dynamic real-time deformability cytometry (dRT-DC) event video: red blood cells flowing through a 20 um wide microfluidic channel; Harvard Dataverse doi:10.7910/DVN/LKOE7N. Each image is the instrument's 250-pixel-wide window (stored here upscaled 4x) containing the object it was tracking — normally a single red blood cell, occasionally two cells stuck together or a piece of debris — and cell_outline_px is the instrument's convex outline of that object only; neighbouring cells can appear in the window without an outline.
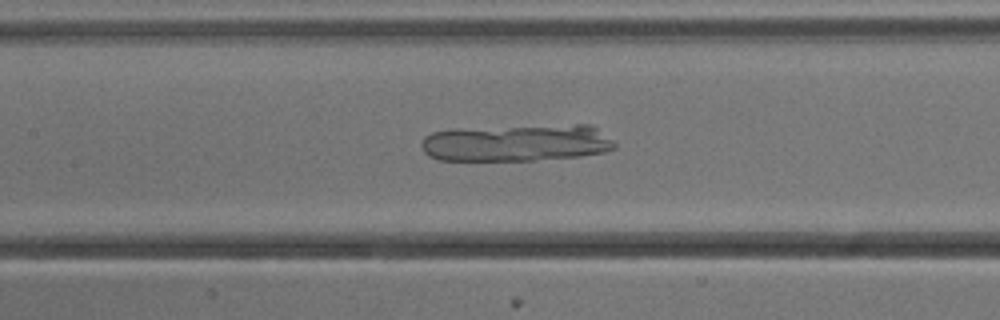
{"species": "common noctule bat (a hibernating species)", "species_latin": "Nyctalus noctula", "temperature_condition": "cold", "stored_images_in_passage": 55, "camera_frame_rate_fps": 3000, "um_per_image_px": 0.085, "animal": {"sex": "male", "body_mass_g": 13.3}, "frame": {"image": 1, "passage_image": 24, "time_ms": 7.667, "image_size_px": [1000, 320], "cell_outline_px": [[616, 148], [604, 152], [580, 156], [532, 160], [440, 160], [428, 156], [424, 152], [420, 144], [424, 136], [432, 132], [448, 128], [576, 124], [588, 124], [596, 128], [612, 140], [616, 144]], "centroid_in_image_um": [43.86, 12.12], "position_along_channel_um": 163.5, "area_um2": 42.31}}
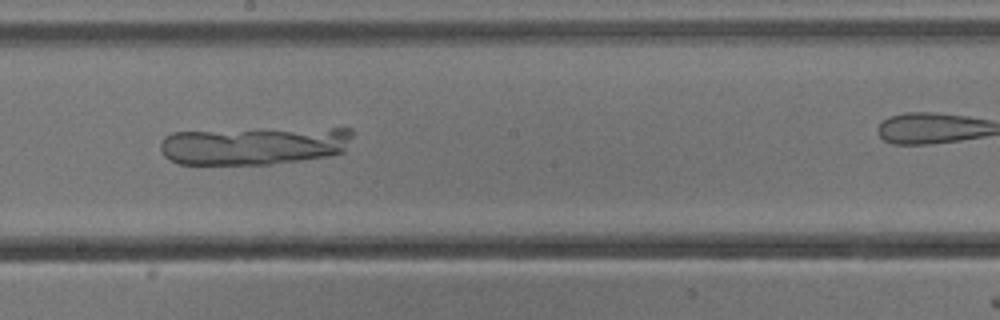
{"frame": {"image": 2, "passage_image": 29, "time_ms": 9.333, "image_size_px": [1000, 320], "cell_outline_px": [[352, 136], [344, 152], [328, 156], [300, 160], [268, 164], [180, 164], [168, 160], [160, 152], [160, 140], [164, 136], [172, 132], [332, 128], [352, 128]], "centroid_in_image_um": [21.56, 12.39], "position_along_channel_um": 226.6, "area_um2": 42.37}}